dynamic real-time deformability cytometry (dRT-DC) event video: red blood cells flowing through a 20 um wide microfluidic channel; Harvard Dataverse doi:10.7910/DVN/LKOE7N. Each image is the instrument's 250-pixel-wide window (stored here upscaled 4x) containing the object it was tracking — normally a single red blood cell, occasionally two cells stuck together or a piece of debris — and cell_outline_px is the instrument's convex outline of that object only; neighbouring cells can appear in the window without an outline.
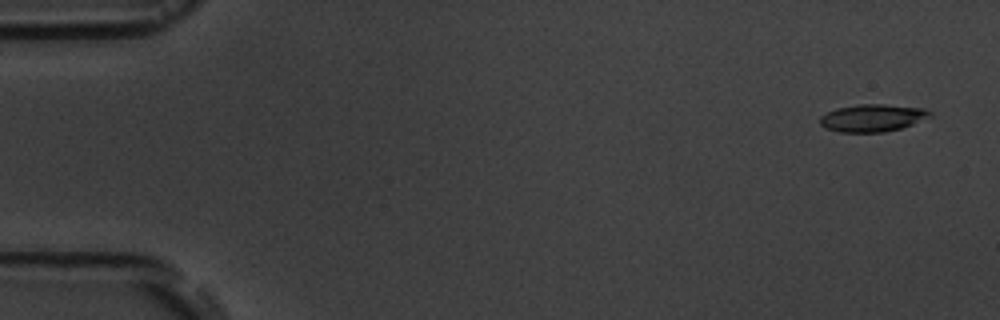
{"species": "common noctule bat (a hibernating species)", "species_latin": "Nyctalus noctula", "temperature_condition": "room temperature", "stored_images_in_passage": 6, "segment_of_instrument_passage": [1, 2], "camera_frame_rate_fps": 3000, "um_per_image_px": 0.085, "animal": {"sex": "male", "body_mass_g": 19.5, "forearm_length_mm": 54.6}, "frame": {"image": 1, "passage_image": 1, "time_ms": 0.0, "image_size_px": [1000, 320], "cell_outline_px": [[932, 116], [912, 124], [900, 128], [884, 132], [840, 132], [824, 128], [820, 124], [820, 116], [836, 108], [860, 104], [884, 104], [924, 108], [932, 112]], "centroid_in_image_um": [74.15, 10.02], "position_along_channel_um": 10.8, "area_um2": 17.57}}